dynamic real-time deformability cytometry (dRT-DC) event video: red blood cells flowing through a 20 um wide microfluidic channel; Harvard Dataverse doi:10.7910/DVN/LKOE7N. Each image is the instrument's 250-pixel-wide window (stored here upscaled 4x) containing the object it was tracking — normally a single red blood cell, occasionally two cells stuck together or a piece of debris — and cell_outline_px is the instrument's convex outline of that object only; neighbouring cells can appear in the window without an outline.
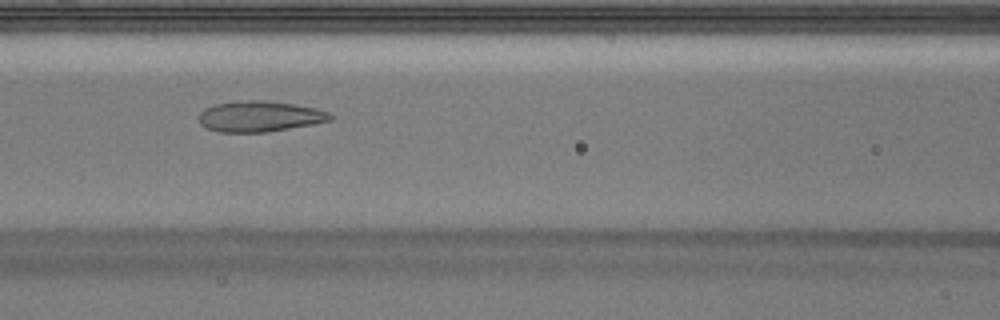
{"species": "Egyptian fruit bat (a non-hibernating species)", "species_latin": "Rousettus aegyptiacus", "temperature_condition": "warm", "stored_images_in_passage": 52, "segment_of_instrument_passage": [1, 2], "camera_frame_rate_fps": 3000, "um_per_image_px": 0.085, "animal": {"sex": "male"}, "frame": {"image": 1, "passage_image": 23, "time_ms": 7.333, "image_size_px": [1000, 320], "cell_outline_px": [[336, 116], [332, 120], [312, 124], [264, 132], [220, 132], [204, 128], [196, 120], [196, 116], [204, 108], [216, 104], [236, 100], [264, 100], [292, 104], [316, 108], [328, 112]], "centroid_in_image_um": [22.01, 9.89], "position_along_channel_um": 144.6, "area_um2": 23.81}}
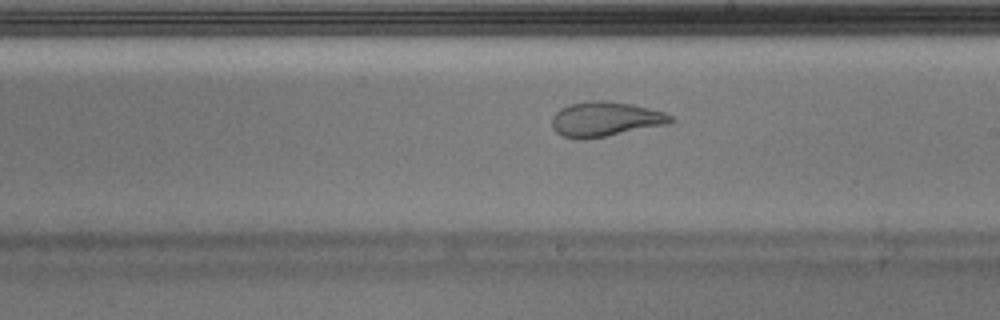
{"frame": {"image": 2, "passage_image": 30, "time_ms": 9.667, "image_size_px": [1000, 320], "cell_outline_px": [[676, 120], [668, 124], [604, 136], [564, 136], [556, 132], [552, 128], [552, 116], [560, 108], [568, 104], [588, 100], [608, 100], [632, 104], [664, 112], [672, 116]], "centroid_in_image_um": [51.48, 10.07], "position_along_channel_um": 237.5, "area_um2": 23.52}}
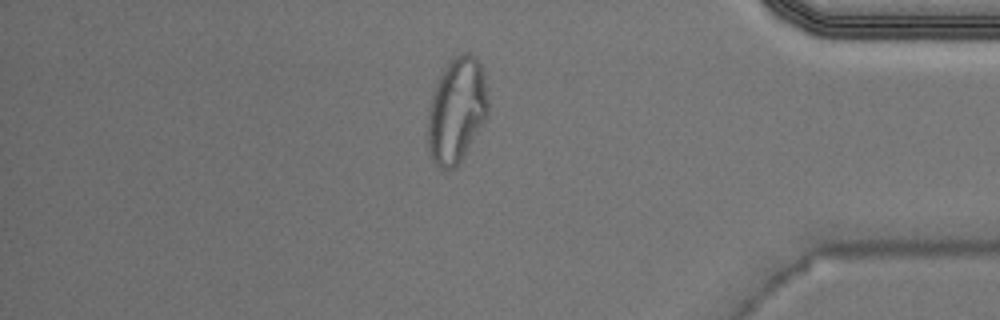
{"frame": {"image": 3, "passage_image": 44, "time_ms": 14.333, "image_size_px": [1000, 320], "cell_outline_px": [[488, 116], [464, 156], [456, 168], [440, 168], [432, 160], [428, 148], [428, 108], [432, 92], [444, 68], [460, 52], [468, 52], [480, 64], [484, 72], [488, 100]], "centroid_in_image_um": [38.82, 9.39], "position_along_channel_um": 396.4, "area_um2": 37.05}}